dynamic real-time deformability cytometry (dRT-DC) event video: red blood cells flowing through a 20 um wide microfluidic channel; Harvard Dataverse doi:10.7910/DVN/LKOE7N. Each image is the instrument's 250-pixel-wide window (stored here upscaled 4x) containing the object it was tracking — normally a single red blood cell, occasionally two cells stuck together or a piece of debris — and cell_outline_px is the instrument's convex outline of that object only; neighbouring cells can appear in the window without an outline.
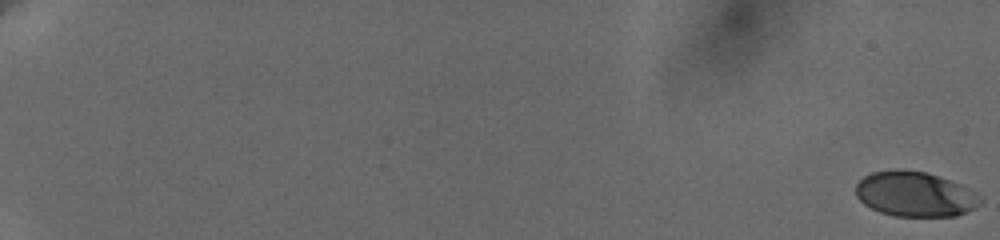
{"species": "human", "species_latin": "Homo sapiens", "temperature_condition": "cold", "stored_images_in_passage": 61, "camera_frame_rate_fps": 3000, "um_per_image_px": 0.085, "donor": {"sex": "female"}, "frame": {"image": 1, "passage_image": 1, "time_ms": 0.0, "image_size_px": [1000, 240], "cell_outline_px": [[984, 200], [976, 208], [956, 216], [892, 216], [880, 212], [864, 204], [856, 196], [856, 184], [864, 176], [872, 172], [896, 168], [904, 168], [928, 172], [960, 184], [980, 196]], "centroid_in_image_um": [77.77, 16.49], "position_along_channel_um": 7.2, "area_um2": 33.0}}
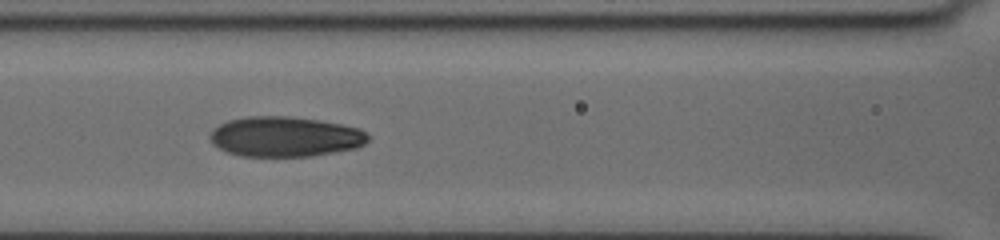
{"frame": {"image": 2, "passage_image": 32, "time_ms": 10.333, "image_size_px": [1000, 240], "cell_outline_px": [[368, 140], [364, 144], [356, 148], [336, 152], [312, 156], [236, 156], [224, 152], [216, 148], [212, 144], [208, 136], [220, 124], [228, 120], [248, 116], [288, 116], [316, 120], [340, 124], [356, 128], [364, 132], [368, 136]], "centroid_in_image_um": [24.16, 11.63], "position_along_channel_um": 142.4, "area_um2": 36.99}}
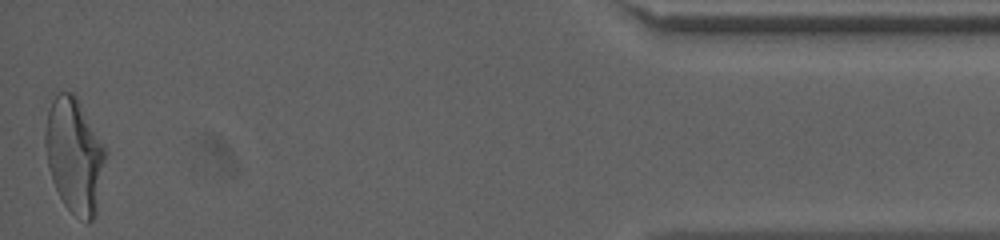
{"frame": {"image": 3, "passage_image": 61, "time_ms": 20.0, "image_size_px": [1000, 240], "cell_outline_px": [[108, 152], [96, 216], [88, 224], [72, 212], [64, 204], [52, 180], [48, 164], [44, 144], [44, 132], [48, 112], [52, 100], [60, 92], [72, 92], [76, 96]], "centroid_in_image_um": [6.35, 13.24], "position_along_channel_um": 428.8, "area_um2": 40.46}, "authors_computed_cell_mechanics": {"area_um2": 36.0094, "velocity_mm_per_s": 3.6334, "shape_relaxation_time_tau1_ms": 4.7868, "shape_relaxation_time_tau2_ms": 1.2659, "deformation_change_tau1": 0.1753, "deformation_change_tau2": 0.0731}}